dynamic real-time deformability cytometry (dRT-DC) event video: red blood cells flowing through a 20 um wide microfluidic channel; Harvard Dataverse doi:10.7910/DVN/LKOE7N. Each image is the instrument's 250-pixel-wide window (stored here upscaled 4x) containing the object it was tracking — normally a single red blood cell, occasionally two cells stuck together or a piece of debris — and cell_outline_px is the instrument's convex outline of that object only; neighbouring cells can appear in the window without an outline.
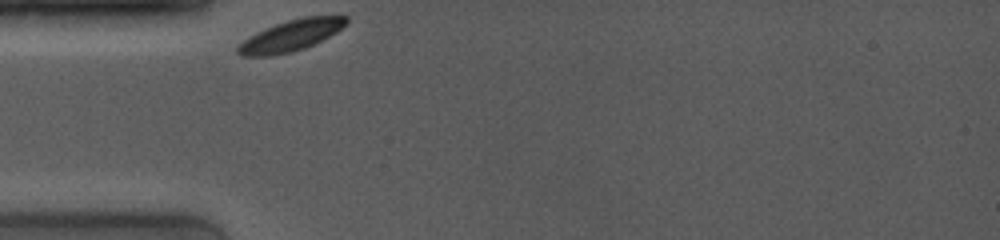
{"species": "common noctule bat (a hibernating species)", "species_latin": "Nyctalus noctula", "temperature_condition": "room temperature", "stored_images_in_passage": 46, "camera_frame_rate_fps": 4000, "um_per_image_px": 0.085, "animal": {"sex": "female", "body_mass_g": 19.0, "forearm_length_mm": 53.3}, "frame": {"image": 1, "passage_image": 1, "time_ms": 0.0, "image_size_px": [1000, 240], "cell_outline_px": [[348, 24], [336, 32], [304, 48], [272, 56], [240, 56], [236, 52], [236, 48], [244, 40], [256, 32], [276, 24], [288, 20], [304, 16], [348, 16]], "centroid_in_image_um": [24.72, 3.02], "position_along_channel_um": 60.3, "area_um2": 19.42}}
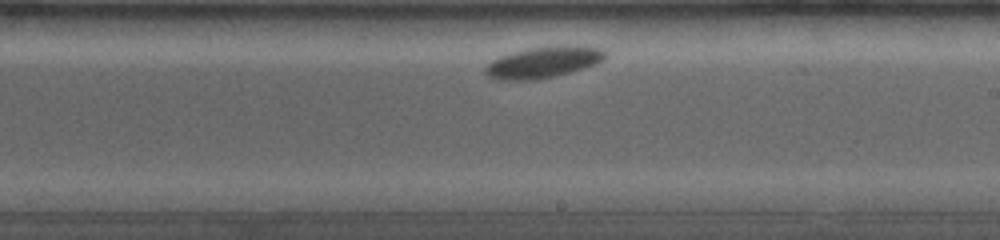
{"frame": {"image": 2, "passage_image": 29, "time_ms": 5.25, "image_size_px": [1000, 240], "cell_outline_px": [[608, 56], [604, 60], [596, 64], [584, 68], [536, 80], [496, 80], [488, 76], [484, 72], [484, 68], [492, 60], [500, 56], [512, 52], [528, 48], [600, 48], [608, 52]], "centroid_in_image_um": [46.11, 5.34], "position_along_channel_um": 242.9, "area_um2": 21.04}}
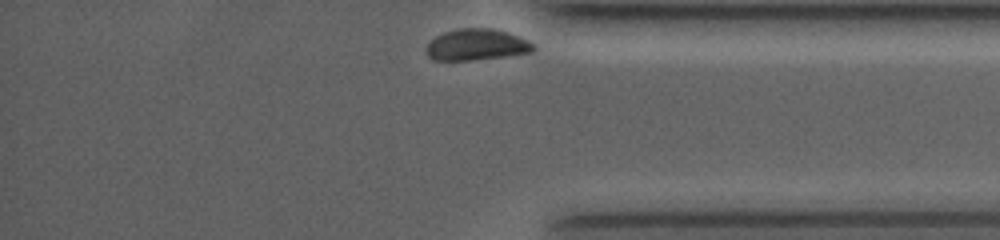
{"frame": {"image": 3, "passage_image": 46, "time_ms": 9.5, "image_size_px": [1000, 240], "cell_outline_px": [[536, 48], [532, 52], [504, 56], [472, 60], [432, 60], [428, 56], [428, 44], [436, 36], [444, 32], [460, 28], [492, 28], [508, 32], [520, 36], [536, 44]], "centroid_in_image_um": [40.57, 3.79], "position_along_channel_um": 394.6, "area_um2": 19.54}, "authors_computed_cell_mechanics": {"area_um2": 20.519, "velocity_mm_per_s": 3.5465, "shape_relaxation_time_tau1_ms": 0.6668, "shape_relaxation_time_tau2_ms": null, "deformation_change_tau1": 0.0378, "deformation_change_tau2": null}}